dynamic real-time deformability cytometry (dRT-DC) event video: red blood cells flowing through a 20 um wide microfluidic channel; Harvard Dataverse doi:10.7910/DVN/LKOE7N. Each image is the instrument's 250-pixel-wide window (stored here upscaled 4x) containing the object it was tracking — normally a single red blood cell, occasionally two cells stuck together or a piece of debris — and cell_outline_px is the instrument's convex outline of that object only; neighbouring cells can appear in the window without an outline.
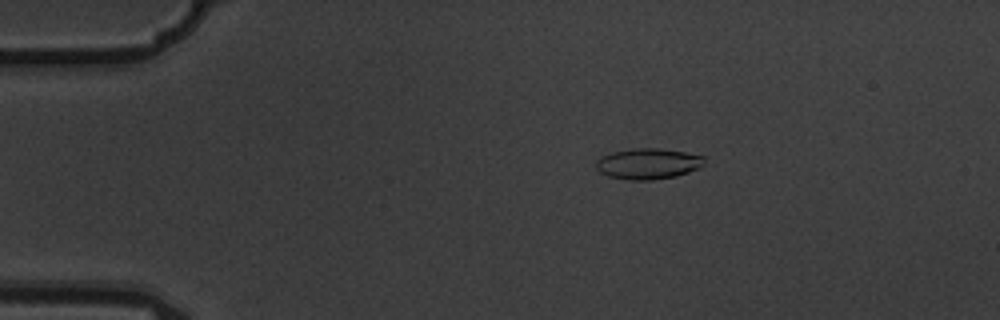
{"species": "common noctule bat (a hibernating species)", "species_latin": "Nyctalus noctula", "temperature_condition": "warm", "stored_images_in_passage": 6, "camera_frame_rate_fps": 3000, "um_per_image_px": 0.085, "animal": {"sex": "male", "body_mass_g": 19.5, "forearm_length_mm": 54.6}, "frame": {"image": 1, "passage_image": 1, "time_ms": 0.0, "image_size_px": [1000, 320], "cell_outline_px": [[704, 164], [700, 168], [676, 176], [652, 180], [628, 180], [608, 176], [600, 172], [596, 168], [596, 160], [600, 156], [612, 152], [636, 148], [656, 148], [684, 152], [704, 156]], "centroid_in_image_um": [55.07, 13.92], "position_along_channel_um": 29.9, "area_um2": 19.48}}
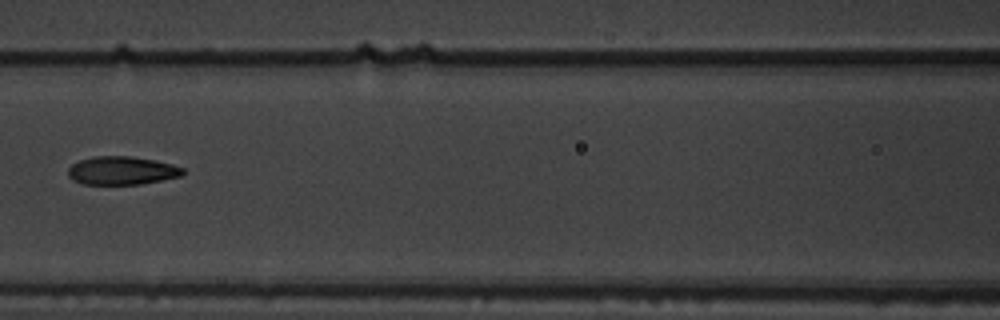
{"frame": {"image": 2, "passage_image": 5, "time_ms": 1.333, "image_size_px": [1000, 320], "cell_outline_px": [[184, 172], [180, 176], [140, 184], [84, 184], [72, 180], [68, 176], [68, 168], [72, 164], [80, 160], [92, 156], [128, 156], [156, 160], [172, 164], [184, 168]], "centroid_in_image_um": [10.33, 14.49], "position_along_channel_um": 156.3, "area_um2": 18.9}}
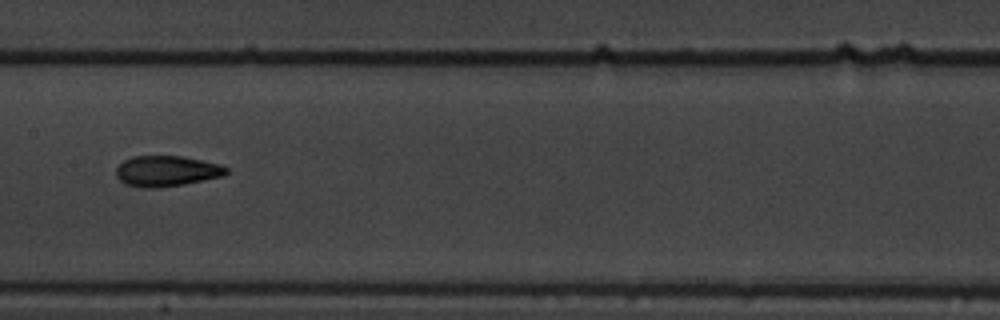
{"frame": {"image": 3, "passage_image": 6, "time_ms": 1.667, "image_size_px": [1000, 320], "cell_outline_px": [[228, 172], [224, 176], [184, 184], [160, 188], [140, 188], [124, 184], [116, 176], [116, 168], [124, 160], [132, 156], [184, 156], [220, 164], [228, 168]], "centroid_in_image_um": [14.16, 14.55], "position_along_channel_um": 193.2, "area_um2": 19.94}}